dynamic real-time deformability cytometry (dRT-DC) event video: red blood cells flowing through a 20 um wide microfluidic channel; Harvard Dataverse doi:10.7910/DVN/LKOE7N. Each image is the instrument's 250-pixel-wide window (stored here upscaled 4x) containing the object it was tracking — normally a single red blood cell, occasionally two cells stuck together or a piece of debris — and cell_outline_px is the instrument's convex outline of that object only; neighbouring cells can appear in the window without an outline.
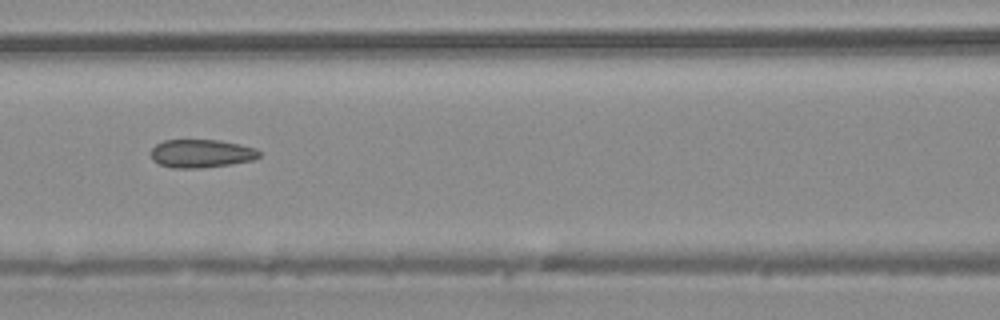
{"species": "common noctule bat (a hibernating species)", "species_latin": "Nyctalus noctula", "temperature_condition": "warm", "stored_images_in_passage": 44, "camera_frame_rate_fps": 3000, "um_per_image_px": 0.085, "animal": {"sex": "male", "body_mass_g": 20.4}, "frame": {"image": 1, "passage_image": 19, "time_ms": 6.0, "image_size_px": [1000, 320], "cell_outline_px": [[260, 156], [252, 160], [232, 164], [200, 168], [172, 168], [160, 164], [152, 160], [152, 148], [156, 144], [164, 140], [220, 140], [240, 144], [256, 148], [260, 152]], "centroid_in_image_um": [17.12, 13.05], "position_along_channel_um": 149.5, "area_um2": 17.86}}